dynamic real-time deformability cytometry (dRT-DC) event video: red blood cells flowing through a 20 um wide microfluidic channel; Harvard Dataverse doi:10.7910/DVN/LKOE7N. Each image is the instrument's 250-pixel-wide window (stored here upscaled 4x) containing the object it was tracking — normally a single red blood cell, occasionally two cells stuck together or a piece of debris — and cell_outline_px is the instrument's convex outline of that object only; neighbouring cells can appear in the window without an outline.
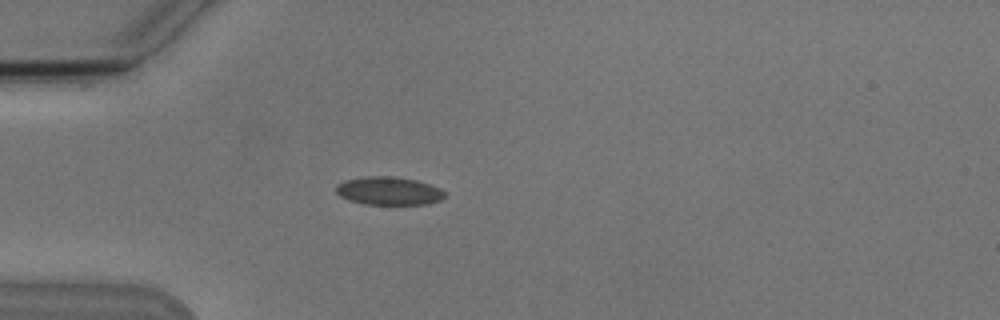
{"species": "Egyptian fruit bat (a non-hibernating species)", "species_latin": "Rousettus aegyptiacus", "temperature_condition": "cold", "stored_images_in_passage": 4, "camera_frame_rate_fps": 3000, "um_per_image_px": 0.085, "animal": {"sex": "male"}, "frame": {"image": 1, "passage_image": 4, "time_ms": 3.333, "image_size_px": [1000, 320], "cell_outline_px": [[448, 196], [440, 200], [428, 204], [364, 204], [348, 200], [340, 196], [336, 192], [336, 188], [344, 180], [368, 176], [388, 176], [416, 180], [440, 188]], "centroid_in_image_um": [33.06, 16.23], "position_along_channel_um": 51.9, "area_um2": 17.74}}